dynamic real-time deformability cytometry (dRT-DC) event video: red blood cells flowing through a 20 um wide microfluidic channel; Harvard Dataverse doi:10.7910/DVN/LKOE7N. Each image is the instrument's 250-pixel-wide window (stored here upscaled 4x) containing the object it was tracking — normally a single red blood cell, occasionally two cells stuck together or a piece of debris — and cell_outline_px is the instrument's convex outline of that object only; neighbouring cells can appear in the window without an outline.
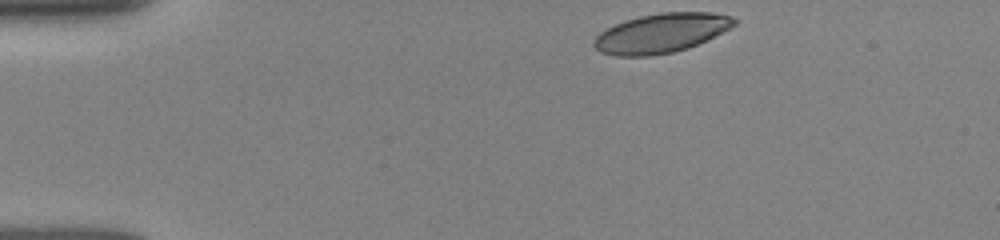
{"species": "human", "species_latin": "Homo sapiens", "temperature_condition": "room temperature", "stored_images_in_passage": 4, "camera_frame_rate_fps": 3000, "um_per_image_px": 0.085, "donor": {"sex": "female"}, "frame": {"image": 1, "passage_image": 1, "time_ms": 0.0, "image_size_px": [1000, 240], "cell_outline_px": [[736, 24], [688, 48], [672, 52], [648, 56], [616, 56], [600, 52], [592, 44], [592, 40], [600, 32], [624, 20], [640, 16], [660, 12], [712, 12], [732, 16], [736, 20]], "centroid_in_image_um": [56.15, 2.81], "position_along_channel_um": 28.9, "area_um2": 31.85}}